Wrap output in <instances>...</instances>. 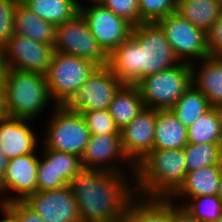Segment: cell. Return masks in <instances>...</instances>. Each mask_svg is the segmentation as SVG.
<instances>
[{"mask_svg": "<svg viewBox=\"0 0 222 222\" xmlns=\"http://www.w3.org/2000/svg\"><path fill=\"white\" fill-rule=\"evenodd\" d=\"M19 0H0V44L5 45L15 33L14 12Z\"/></svg>", "mask_w": 222, "mask_h": 222, "instance_id": "e575fe53", "label": "cell"}, {"mask_svg": "<svg viewBox=\"0 0 222 222\" xmlns=\"http://www.w3.org/2000/svg\"><path fill=\"white\" fill-rule=\"evenodd\" d=\"M24 202L45 222H81L72 188L36 191Z\"/></svg>", "mask_w": 222, "mask_h": 222, "instance_id": "9a60e30c", "label": "cell"}, {"mask_svg": "<svg viewBox=\"0 0 222 222\" xmlns=\"http://www.w3.org/2000/svg\"><path fill=\"white\" fill-rule=\"evenodd\" d=\"M9 159L0 152V182L6 171Z\"/></svg>", "mask_w": 222, "mask_h": 222, "instance_id": "ab89813d", "label": "cell"}, {"mask_svg": "<svg viewBox=\"0 0 222 222\" xmlns=\"http://www.w3.org/2000/svg\"><path fill=\"white\" fill-rule=\"evenodd\" d=\"M34 14L55 26L79 13L77 0H20Z\"/></svg>", "mask_w": 222, "mask_h": 222, "instance_id": "d4e9b609", "label": "cell"}, {"mask_svg": "<svg viewBox=\"0 0 222 222\" xmlns=\"http://www.w3.org/2000/svg\"><path fill=\"white\" fill-rule=\"evenodd\" d=\"M0 212L3 216L0 222H18L17 216L4 203H0Z\"/></svg>", "mask_w": 222, "mask_h": 222, "instance_id": "f35d334b", "label": "cell"}, {"mask_svg": "<svg viewBox=\"0 0 222 222\" xmlns=\"http://www.w3.org/2000/svg\"><path fill=\"white\" fill-rule=\"evenodd\" d=\"M81 115L86 122L90 135L120 134V130L108 109L86 111Z\"/></svg>", "mask_w": 222, "mask_h": 222, "instance_id": "1f68e13d", "label": "cell"}, {"mask_svg": "<svg viewBox=\"0 0 222 222\" xmlns=\"http://www.w3.org/2000/svg\"><path fill=\"white\" fill-rule=\"evenodd\" d=\"M15 33L54 47L56 26L42 20L20 0L14 12Z\"/></svg>", "mask_w": 222, "mask_h": 222, "instance_id": "7402d4cb", "label": "cell"}, {"mask_svg": "<svg viewBox=\"0 0 222 222\" xmlns=\"http://www.w3.org/2000/svg\"><path fill=\"white\" fill-rule=\"evenodd\" d=\"M156 119L157 109L145 107L120 130L123 151L135 166L153 150Z\"/></svg>", "mask_w": 222, "mask_h": 222, "instance_id": "2e32d148", "label": "cell"}, {"mask_svg": "<svg viewBox=\"0 0 222 222\" xmlns=\"http://www.w3.org/2000/svg\"><path fill=\"white\" fill-rule=\"evenodd\" d=\"M5 205L17 216L18 222H45L24 201H13Z\"/></svg>", "mask_w": 222, "mask_h": 222, "instance_id": "8d00e7d4", "label": "cell"}, {"mask_svg": "<svg viewBox=\"0 0 222 222\" xmlns=\"http://www.w3.org/2000/svg\"><path fill=\"white\" fill-rule=\"evenodd\" d=\"M186 174L184 148L152 150L136 165L134 192L146 198H169Z\"/></svg>", "mask_w": 222, "mask_h": 222, "instance_id": "3957f363", "label": "cell"}, {"mask_svg": "<svg viewBox=\"0 0 222 222\" xmlns=\"http://www.w3.org/2000/svg\"><path fill=\"white\" fill-rule=\"evenodd\" d=\"M3 77L0 76V115H3Z\"/></svg>", "mask_w": 222, "mask_h": 222, "instance_id": "b9f144b4", "label": "cell"}, {"mask_svg": "<svg viewBox=\"0 0 222 222\" xmlns=\"http://www.w3.org/2000/svg\"><path fill=\"white\" fill-rule=\"evenodd\" d=\"M188 144V129L168 110H157L153 150L180 149Z\"/></svg>", "mask_w": 222, "mask_h": 222, "instance_id": "ffe728a7", "label": "cell"}, {"mask_svg": "<svg viewBox=\"0 0 222 222\" xmlns=\"http://www.w3.org/2000/svg\"><path fill=\"white\" fill-rule=\"evenodd\" d=\"M221 165L211 164L187 172L184 181L169 199L178 206H183L190 198L196 196L218 195Z\"/></svg>", "mask_w": 222, "mask_h": 222, "instance_id": "ac0fdd59", "label": "cell"}, {"mask_svg": "<svg viewBox=\"0 0 222 222\" xmlns=\"http://www.w3.org/2000/svg\"><path fill=\"white\" fill-rule=\"evenodd\" d=\"M220 112H221V120H222V107H220Z\"/></svg>", "mask_w": 222, "mask_h": 222, "instance_id": "bcb514c9", "label": "cell"}, {"mask_svg": "<svg viewBox=\"0 0 222 222\" xmlns=\"http://www.w3.org/2000/svg\"><path fill=\"white\" fill-rule=\"evenodd\" d=\"M136 86L145 107L168 110L192 86L191 64L180 62L167 70L147 75Z\"/></svg>", "mask_w": 222, "mask_h": 222, "instance_id": "52a82bcc", "label": "cell"}, {"mask_svg": "<svg viewBox=\"0 0 222 222\" xmlns=\"http://www.w3.org/2000/svg\"><path fill=\"white\" fill-rule=\"evenodd\" d=\"M124 222H171V200L135 194L127 204Z\"/></svg>", "mask_w": 222, "mask_h": 222, "instance_id": "44dd1931", "label": "cell"}, {"mask_svg": "<svg viewBox=\"0 0 222 222\" xmlns=\"http://www.w3.org/2000/svg\"><path fill=\"white\" fill-rule=\"evenodd\" d=\"M99 3L133 27L140 24L138 0H101Z\"/></svg>", "mask_w": 222, "mask_h": 222, "instance_id": "836d02e7", "label": "cell"}, {"mask_svg": "<svg viewBox=\"0 0 222 222\" xmlns=\"http://www.w3.org/2000/svg\"><path fill=\"white\" fill-rule=\"evenodd\" d=\"M40 145L41 153L49 160L53 161V170L67 184L71 182L74 176L83 168L81 158L77 155L56 150L48 149L43 144Z\"/></svg>", "mask_w": 222, "mask_h": 222, "instance_id": "f546056e", "label": "cell"}, {"mask_svg": "<svg viewBox=\"0 0 222 222\" xmlns=\"http://www.w3.org/2000/svg\"><path fill=\"white\" fill-rule=\"evenodd\" d=\"M45 122L40 140L46 148L82 157L90 138L83 116L66 105H56ZM45 136V137H44Z\"/></svg>", "mask_w": 222, "mask_h": 222, "instance_id": "5b68a950", "label": "cell"}, {"mask_svg": "<svg viewBox=\"0 0 222 222\" xmlns=\"http://www.w3.org/2000/svg\"><path fill=\"white\" fill-rule=\"evenodd\" d=\"M188 129V144L213 143L222 145L220 108L211 107L200 115Z\"/></svg>", "mask_w": 222, "mask_h": 222, "instance_id": "484cf974", "label": "cell"}, {"mask_svg": "<svg viewBox=\"0 0 222 222\" xmlns=\"http://www.w3.org/2000/svg\"><path fill=\"white\" fill-rule=\"evenodd\" d=\"M135 173L82 168L69 183L81 222H124Z\"/></svg>", "mask_w": 222, "mask_h": 222, "instance_id": "6da1fadb", "label": "cell"}, {"mask_svg": "<svg viewBox=\"0 0 222 222\" xmlns=\"http://www.w3.org/2000/svg\"><path fill=\"white\" fill-rule=\"evenodd\" d=\"M79 12L86 20L98 45L107 55L131 35L133 26L101 3H89L88 6L87 3L81 4Z\"/></svg>", "mask_w": 222, "mask_h": 222, "instance_id": "30bf717a", "label": "cell"}, {"mask_svg": "<svg viewBox=\"0 0 222 222\" xmlns=\"http://www.w3.org/2000/svg\"><path fill=\"white\" fill-rule=\"evenodd\" d=\"M175 12L207 32L221 15L222 4L217 0H178Z\"/></svg>", "mask_w": 222, "mask_h": 222, "instance_id": "cb8c5ba5", "label": "cell"}, {"mask_svg": "<svg viewBox=\"0 0 222 222\" xmlns=\"http://www.w3.org/2000/svg\"><path fill=\"white\" fill-rule=\"evenodd\" d=\"M165 34L179 62L192 64L209 56L206 32L176 12L156 22Z\"/></svg>", "mask_w": 222, "mask_h": 222, "instance_id": "ba28073f", "label": "cell"}, {"mask_svg": "<svg viewBox=\"0 0 222 222\" xmlns=\"http://www.w3.org/2000/svg\"><path fill=\"white\" fill-rule=\"evenodd\" d=\"M81 165L83 168L117 173H136V166L123 151L121 134L90 135L81 157Z\"/></svg>", "mask_w": 222, "mask_h": 222, "instance_id": "8fae6325", "label": "cell"}, {"mask_svg": "<svg viewBox=\"0 0 222 222\" xmlns=\"http://www.w3.org/2000/svg\"><path fill=\"white\" fill-rule=\"evenodd\" d=\"M122 85L107 66L98 67L66 106L80 114L86 111L107 110Z\"/></svg>", "mask_w": 222, "mask_h": 222, "instance_id": "4fadbf2b", "label": "cell"}, {"mask_svg": "<svg viewBox=\"0 0 222 222\" xmlns=\"http://www.w3.org/2000/svg\"><path fill=\"white\" fill-rule=\"evenodd\" d=\"M39 153L37 191L59 189L67 185L53 170V161H49L41 152Z\"/></svg>", "mask_w": 222, "mask_h": 222, "instance_id": "d6a6232c", "label": "cell"}, {"mask_svg": "<svg viewBox=\"0 0 222 222\" xmlns=\"http://www.w3.org/2000/svg\"><path fill=\"white\" fill-rule=\"evenodd\" d=\"M145 108L136 85H122L115 93L108 111L116 126L122 130Z\"/></svg>", "mask_w": 222, "mask_h": 222, "instance_id": "603a6c76", "label": "cell"}, {"mask_svg": "<svg viewBox=\"0 0 222 222\" xmlns=\"http://www.w3.org/2000/svg\"><path fill=\"white\" fill-rule=\"evenodd\" d=\"M178 63L164 32L155 22L134 26L131 35L108 55L107 67L123 85H136L141 78Z\"/></svg>", "mask_w": 222, "mask_h": 222, "instance_id": "7a4b0ae2", "label": "cell"}, {"mask_svg": "<svg viewBox=\"0 0 222 222\" xmlns=\"http://www.w3.org/2000/svg\"><path fill=\"white\" fill-rule=\"evenodd\" d=\"M218 196L222 199V165H221V170H220Z\"/></svg>", "mask_w": 222, "mask_h": 222, "instance_id": "7bdbcfd3", "label": "cell"}, {"mask_svg": "<svg viewBox=\"0 0 222 222\" xmlns=\"http://www.w3.org/2000/svg\"><path fill=\"white\" fill-rule=\"evenodd\" d=\"M216 222H222V216Z\"/></svg>", "mask_w": 222, "mask_h": 222, "instance_id": "f6af8a7d", "label": "cell"}, {"mask_svg": "<svg viewBox=\"0 0 222 222\" xmlns=\"http://www.w3.org/2000/svg\"><path fill=\"white\" fill-rule=\"evenodd\" d=\"M54 52L86 58L99 67L107 66L108 63V55L98 45L80 12L56 26Z\"/></svg>", "mask_w": 222, "mask_h": 222, "instance_id": "9c48e42d", "label": "cell"}, {"mask_svg": "<svg viewBox=\"0 0 222 222\" xmlns=\"http://www.w3.org/2000/svg\"><path fill=\"white\" fill-rule=\"evenodd\" d=\"M209 56H222V12L206 32Z\"/></svg>", "mask_w": 222, "mask_h": 222, "instance_id": "d590c367", "label": "cell"}, {"mask_svg": "<svg viewBox=\"0 0 222 222\" xmlns=\"http://www.w3.org/2000/svg\"><path fill=\"white\" fill-rule=\"evenodd\" d=\"M187 172L211 164H222V145L213 143L187 144L184 147Z\"/></svg>", "mask_w": 222, "mask_h": 222, "instance_id": "83f0119b", "label": "cell"}, {"mask_svg": "<svg viewBox=\"0 0 222 222\" xmlns=\"http://www.w3.org/2000/svg\"><path fill=\"white\" fill-rule=\"evenodd\" d=\"M2 77L4 115L36 121L48 106H56L44 74L7 68Z\"/></svg>", "mask_w": 222, "mask_h": 222, "instance_id": "277c9868", "label": "cell"}, {"mask_svg": "<svg viewBox=\"0 0 222 222\" xmlns=\"http://www.w3.org/2000/svg\"><path fill=\"white\" fill-rule=\"evenodd\" d=\"M171 222H200L195 219L183 206L171 201Z\"/></svg>", "mask_w": 222, "mask_h": 222, "instance_id": "74e56055", "label": "cell"}, {"mask_svg": "<svg viewBox=\"0 0 222 222\" xmlns=\"http://www.w3.org/2000/svg\"><path fill=\"white\" fill-rule=\"evenodd\" d=\"M33 120L0 115V152L8 159L34 153L40 140L31 128Z\"/></svg>", "mask_w": 222, "mask_h": 222, "instance_id": "e0dca14e", "label": "cell"}, {"mask_svg": "<svg viewBox=\"0 0 222 222\" xmlns=\"http://www.w3.org/2000/svg\"><path fill=\"white\" fill-rule=\"evenodd\" d=\"M183 207L200 222H216L222 216V199L218 195L190 198Z\"/></svg>", "mask_w": 222, "mask_h": 222, "instance_id": "f1b7e54d", "label": "cell"}, {"mask_svg": "<svg viewBox=\"0 0 222 222\" xmlns=\"http://www.w3.org/2000/svg\"><path fill=\"white\" fill-rule=\"evenodd\" d=\"M89 1V2H88ZM101 0H86V2H88V3H99ZM77 2H78V5L80 6L81 4H83V2L82 1H80V0H77Z\"/></svg>", "mask_w": 222, "mask_h": 222, "instance_id": "ee69618b", "label": "cell"}, {"mask_svg": "<svg viewBox=\"0 0 222 222\" xmlns=\"http://www.w3.org/2000/svg\"><path fill=\"white\" fill-rule=\"evenodd\" d=\"M192 85L213 107H222V56H208L191 64Z\"/></svg>", "mask_w": 222, "mask_h": 222, "instance_id": "d6986e66", "label": "cell"}, {"mask_svg": "<svg viewBox=\"0 0 222 222\" xmlns=\"http://www.w3.org/2000/svg\"><path fill=\"white\" fill-rule=\"evenodd\" d=\"M5 60H4V46L0 44V76L6 71Z\"/></svg>", "mask_w": 222, "mask_h": 222, "instance_id": "60d3db41", "label": "cell"}, {"mask_svg": "<svg viewBox=\"0 0 222 222\" xmlns=\"http://www.w3.org/2000/svg\"><path fill=\"white\" fill-rule=\"evenodd\" d=\"M99 66L86 58L53 52L45 74L51 99L66 105Z\"/></svg>", "mask_w": 222, "mask_h": 222, "instance_id": "8992f818", "label": "cell"}, {"mask_svg": "<svg viewBox=\"0 0 222 222\" xmlns=\"http://www.w3.org/2000/svg\"><path fill=\"white\" fill-rule=\"evenodd\" d=\"M178 0H138L140 23H155L176 11Z\"/></svg>", "mask_w": 222, "mask_h": 222, "instance_id": "4dcf8cb0", "label": "cell"}, {"mask_svg": "<svg viewBox=\"0 0 222 222\" xmlns=\"http://www.w3.org/2000/svg\"><path fill=\"white\" fill-rule=\"evenodd\" d=\"M39 149L40 146L34 153L9 159L0 182V203L24 201L37 191Z\"/></svg>", "mask_w": 222, "mask_h": 222, "instance_id": "7c38bea8", "label": "cell"}, {"mask_svg": "<svg viewBox=\"0 0 222 222\" xmlns=\"http://www.w3.org/2000/svg\"><path fill=\"white\" fill-rule=\"evenodd\" d=\"M54 47L16 33L4 45L6 68L46 74Z\"/></svg>", "mask_w": 222, "mask_h": 222, "instance_id": "5bb4252c", "label": "cell"}, {"mask_svg": "<svg viewBox=\"0 0 222 222\" xmlns=\"http://www.w3.org/2000/svg\"><path fill=\"white\" fill-rule=\"evenodd\" d=\"M211 107L208 99L192 85L170 110L186 128H189L200 115Z\"/></svg>", "mask_w": 222, "mask_h": 222, "instance_id": "4316f807", "label": "cell"}]
</instances>
